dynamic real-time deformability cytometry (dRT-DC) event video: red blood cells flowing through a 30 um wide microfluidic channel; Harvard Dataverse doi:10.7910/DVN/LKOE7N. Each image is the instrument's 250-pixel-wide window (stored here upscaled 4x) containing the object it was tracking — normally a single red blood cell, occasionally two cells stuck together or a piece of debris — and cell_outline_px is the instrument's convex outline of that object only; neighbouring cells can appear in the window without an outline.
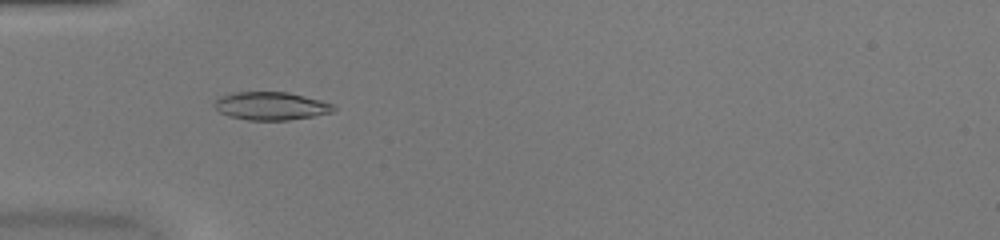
{"species": "common noctule bat (a hibernating species)", "species_latin": "Nyctalus noctula", "temperature_condition": "warm", "stored_images_in_passage": 50, "camera_frame_rate_fps": 3000, "um_per_image_px": 0.085, "animal": {"sex": "female", "body_mass_g": 20.0, "forearm_length_mm": 54.0}, "frame": {"image": 1, "passage_image": 16, "time_ms": 5.0, "image_size_px": [1000, 240], "cell_outline_px": [[336, 108], [332, 112], [312, 116], [288, 120], [248, 120], [228, 116], [220, 112], [212, 104], [220, 96], [236, 92], [288, 92], [336, 104]], "centroid_in_image_um": [23.04, 9.01], "position_along_channel_um": 62.0, "area_um2": 19.48}}
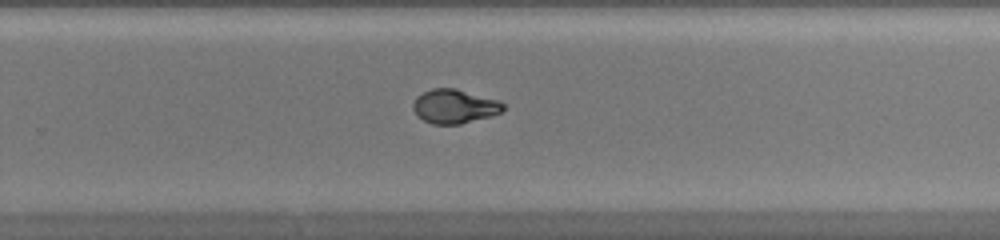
{"frame": {"image": 2, "passage_image": 33, "time_ms": 10.667, "image_size_px": [1000, 240], "cell_outline_px": [[504, 108], [500, 112], [492, 116], [460, 124], [432, 124], [416, 116], [412, 108], [412, 104], [416, 96], [432, 88], [452, 88], [500, 100], [504, 104]], "centroid_in_image_um": [38.6, 9.05], "position_along_channel_um": 291.2, "area_um2": 17.92}}
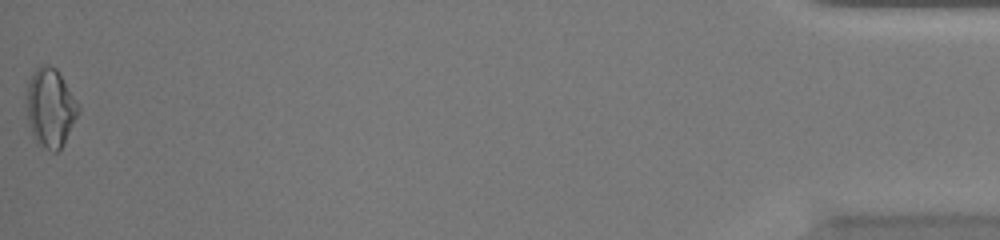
{"frame": {"image": 3, "passage_image": 50, "time_ms": 16.333, "image_size_px": [1000, 240], "cell_outline_px": [[80, 112], [60, 148], [56, 152], [52, 152], [44, 148], [32, 136], [24, 108], [28, 80], [36, 68], [40, 64], [44, 64], [56, 68], [80, 104]], "centroid_in_image_um": [4.25, 9.13], "position_along_channel_um": 430.9, "area_um2": 24.16}, "authors_computed_cell_mechanics": {"area_um2": 18.7272, "velocity_mm_per_s": 4.1098, "shape_relaxation_time_tau1_ms": 9.6269, "shape_relaxation_time_tau2_ms": null, "deformation_change_tau1": 0.3297, "deformation_change_tau2": null}}